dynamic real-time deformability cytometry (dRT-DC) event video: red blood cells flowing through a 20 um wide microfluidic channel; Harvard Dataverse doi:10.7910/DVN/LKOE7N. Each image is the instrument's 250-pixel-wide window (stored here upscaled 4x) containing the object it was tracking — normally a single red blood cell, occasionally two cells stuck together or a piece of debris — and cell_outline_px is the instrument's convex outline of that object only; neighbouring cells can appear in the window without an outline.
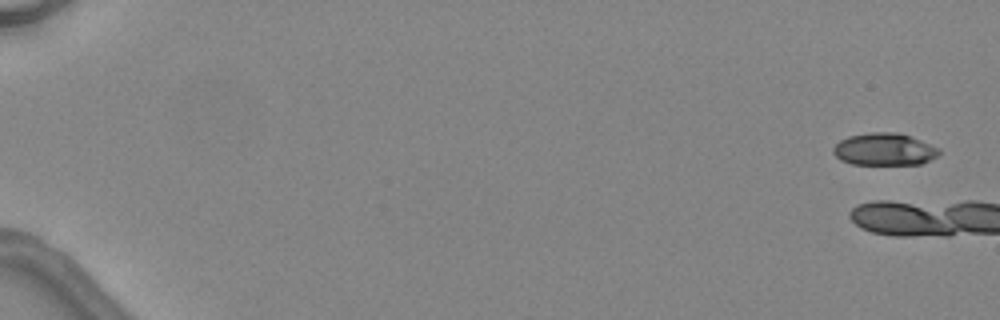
{"species": "common noctule bat (a hibernating species)", "species_latin": "Nyctalus noctula", "temperature_condition": "warm", "stored_images_in_passage": 3, "camera_frame_rate_fps": 3000, "um_per_image_px": 0.085, "animal": {"sex": "female", "body_mass_g": 24.6, "forearm_length_mm": 56.2}, "frame": {"image": 1, "passage_image": 1, "time_ms": 0.0, "image_size_px": [1000, 320], "cell_outline_px": [[940, 152], [936, 156], [920, 164], [852, 164], [840, 160], [832, 152], [832, 148], [840, 140], [848, 136], [872, 132], [896, 132], [920, 140], [940, 148]], "centroid_in_image_um": [75.13, 12.69], "position_along_channel_um": 9.9, "area_um2": 19.77}}